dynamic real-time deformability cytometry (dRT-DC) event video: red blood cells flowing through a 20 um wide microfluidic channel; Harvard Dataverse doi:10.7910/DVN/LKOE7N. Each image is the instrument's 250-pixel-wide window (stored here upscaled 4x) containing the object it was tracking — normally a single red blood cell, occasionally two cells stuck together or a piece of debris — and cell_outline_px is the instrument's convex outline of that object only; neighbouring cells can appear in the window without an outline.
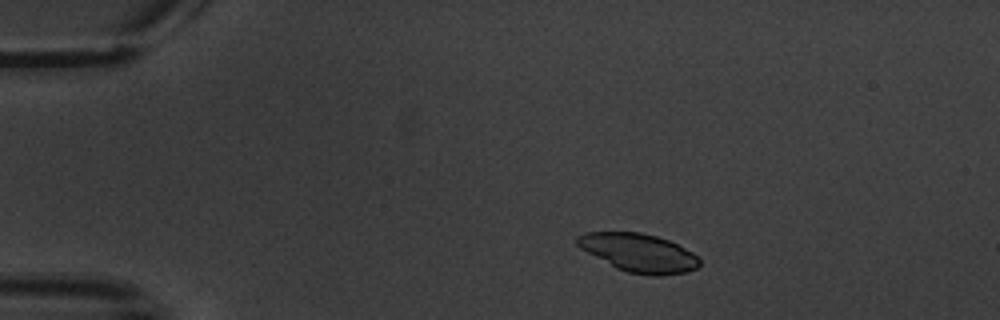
{"species": "common noctule bat (a hibernating species)", "species_latin": "Nyctalus noctula", "temperature_condition": "warm", "stored_images_in_passage": 3, "camera_frame_rate_fps": 3000, "um_per_image_px": 0.085, "animal": {"sex": "male", "body_mass_g": 20.1, "forearm_length_mm": 53.5}, "frame": {"image": 1, "passage_image": 1, "time_ms": 0.0, "image_size_px": [1000, 320], "cell_outline_px": [[700, 264], [696, 268], [688, 272], [656, 276], [652, 276], [628, 272], [616, 268], [580, 248], [576, 244], [576, 236], [584, 232], [640, 232], [656, 236], [668, 240], [700, 256]], "centroid_in_image_um": [54.3, 21.48], "position_along_channel_um": 30.7, "area_um2": 27.34}}